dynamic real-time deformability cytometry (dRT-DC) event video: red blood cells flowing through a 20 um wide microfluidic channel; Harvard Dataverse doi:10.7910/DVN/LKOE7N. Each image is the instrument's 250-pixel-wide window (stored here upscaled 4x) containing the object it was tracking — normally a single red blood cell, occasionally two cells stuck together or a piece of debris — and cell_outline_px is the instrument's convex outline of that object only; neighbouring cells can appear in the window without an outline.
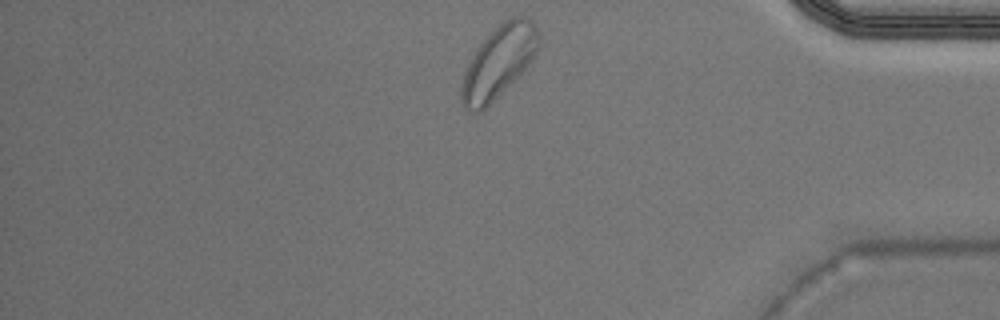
{"species": "Egyptian fruit bat (a non-hibernating species)", "species_latin": "Rousettus aegyptiacus", "temperature_condition": "warm", "stored_images_in_passage": 25, "camera_frame_rate_fps": 3000, "um_per_image_px": 0.085, "animal": {"sex": "male"}, "frame": {"image": 1, "passage_image": 25, "time_ms": 8.0, "image_size_px": [1000, 320], "cell_outline_px": [[540, 48], [532, 60], [480, 112], [468, 112], [464, 108], [460, 100], [460, 88], [468, 64], [476, 48], [508, 16], [528, 16], [532, 20], [540, 32]], "centroid_in_image_um": [42.4, 5.21], "position_along_channel_um": 392.8, "area_um2": 31.96}}